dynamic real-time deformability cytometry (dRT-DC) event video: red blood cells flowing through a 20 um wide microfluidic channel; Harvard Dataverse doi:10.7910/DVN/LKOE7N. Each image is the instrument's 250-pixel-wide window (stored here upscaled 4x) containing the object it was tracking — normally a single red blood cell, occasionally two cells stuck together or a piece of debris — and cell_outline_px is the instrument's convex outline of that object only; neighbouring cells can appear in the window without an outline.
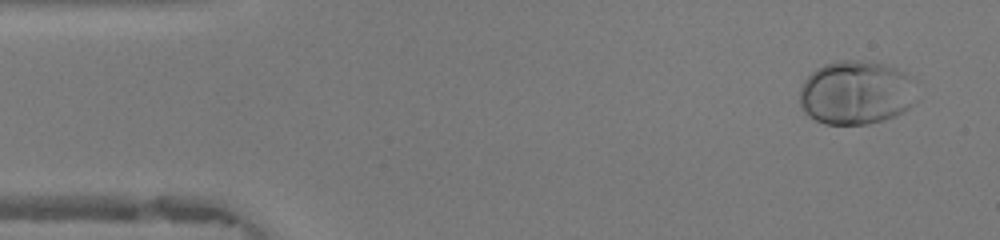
{"species": "human", "species_latin": "Homo sapiens", "temperature_condition": "warm", "stored_images_in_passage": 48, "camera_frame_rate_fps": 3000, "um_per_image_px": 0.085, "donor": {"sex": "female"}, "frame": {"image": 1, "passage_image": 3, "time_ms": 0.667, "image_size_px": [1000, 240], "cell_outline_px": [[916, 80], [912, 104], [904, 112], [896, 116], [884, 120], [868, 124], [824, 124], [808, 116], [804, 112], [800, 104], [800, 88], [804, 80], [816, 68], [824, 64], [836, 60], [864, 60], [884, 64], [896, 68], [912, 76]], "centroid_in_image_um": [72.77, 7.87], "position_along_channel_um": 12.2, "area_um2": 44.1}}
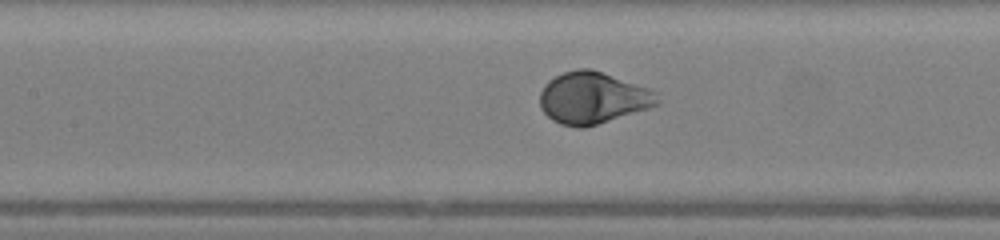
{"frame": {"image": 2, "passage_image": 21, "time_ms": 6.667, "image_size_px": [1000, 240], "cell_outline_px": [[656, 104], [648, 108], [584, 128], [576, 128], [560, 124], [552, 120], [540, 108], [540, 92], [544, 84], [548, 80], [564, 72], [576, 68], [592, 68], [648, 88], [656, 92]], "centroid_in_image_um": [50.32, 8.31], "position_along_channel_um": 157.1, "area_um2": 35.2}}
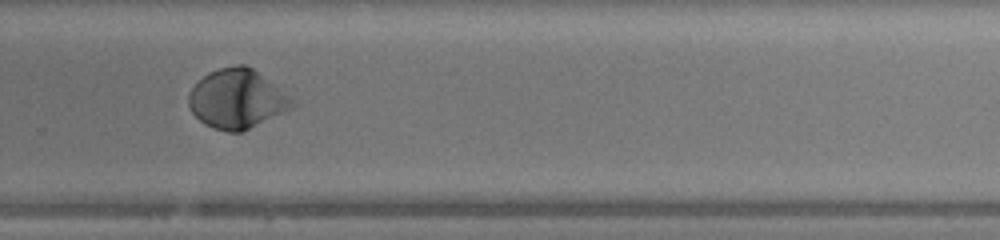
{"frame": {"image": 3, "passage_image": 32, "time_ms": 10.333, "image_size_px": [1000, 240], "cell_outline_px": [[296, 104], [292, 108], [244, 132], [228, 132], [212, 128], [204, 124], [192, 112], [188, 104], [188, 92], [208, 72], [220, 68], [236, 64], [244, 64], [252, 68], [288, 96]], "centroid_in_image_um": [20.11, 8.43], "position_along_channel_um": 309.7, "area_um2": 35.43}, "authors_computed_cell_mechanics": {"area_um2": 35.3736, "velocity_mm_per_s": 4.1851, "shape_relaxation_time_tau1_ms": 2.4969, "shape_relaxation_time_tau2_ms": null, "deformation_change_tau1": 0.169, "deformation_change_tau2": null}}